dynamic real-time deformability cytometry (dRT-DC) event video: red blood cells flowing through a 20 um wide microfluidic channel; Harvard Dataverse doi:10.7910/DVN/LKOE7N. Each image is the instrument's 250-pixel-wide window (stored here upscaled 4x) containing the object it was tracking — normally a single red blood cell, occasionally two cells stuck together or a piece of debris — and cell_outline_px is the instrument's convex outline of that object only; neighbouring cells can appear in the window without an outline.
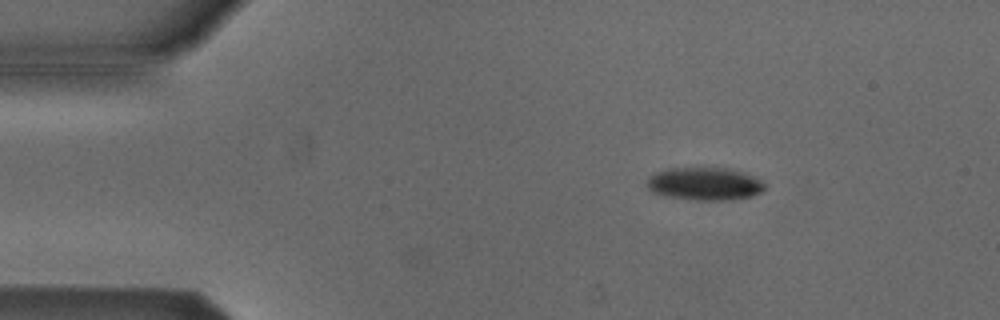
{"species": "Egyptian fruit bat (a non-hibernating species)", "species_latin": "Rousettus aegyptiacus", "temperature_condition": "cold", "stored_images_in_passage": 5, "camera_frame_rate_fps": 3000, "um_per_image_px": 0.085, "animal": {"sex": "male"}, "frame": {"image": 1, "passage_image": 3, "time_ms": 0.667, "image_size_px": [1000, 320], "cell_outline_px": [[764, 188], [760, 192], [752, 196], [728, 200], [696, 200], [664, 196], [652, 192], [644, 184], [648, 176], [656, 172], [668, 168], [700, 164], [728, 168], [748, 172], [760, 180], [764, 184]], "centroid_in_image_um": [59.84, 15.56], "position_along_channel_um": 25.2, "area_um2": 23.7}}